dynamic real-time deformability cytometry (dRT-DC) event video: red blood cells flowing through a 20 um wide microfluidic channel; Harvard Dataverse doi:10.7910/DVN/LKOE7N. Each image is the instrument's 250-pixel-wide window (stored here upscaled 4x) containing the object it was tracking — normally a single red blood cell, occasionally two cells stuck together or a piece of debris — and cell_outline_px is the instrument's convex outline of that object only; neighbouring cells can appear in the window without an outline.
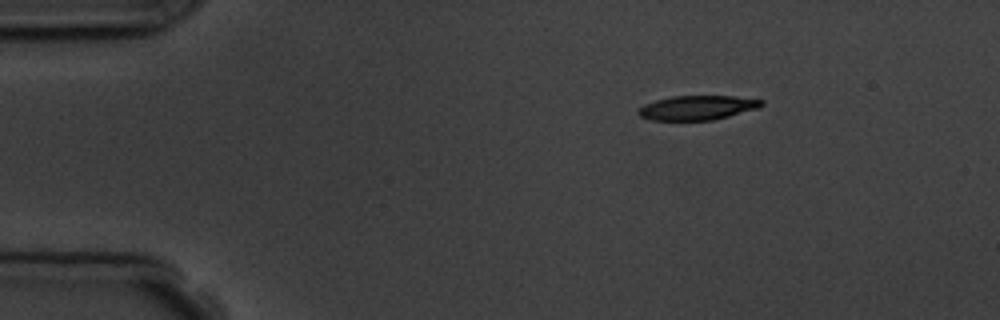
{"species": "common noctule bat (a hibernating species)", "species_latin": "Nyctalus noctula", "temperature_condition": "room temperature", "stored_images_in_passage": 3, "camera_frame_rate_fps": 3000, "um_per_image_px": 0.085, "animal": {"sex": "male", "body_mass_g": 19.5, "forearm_length_mm": 54.6}, "frame": {"image": 1, "passage_image": 1, "time_ms": 0.0, "image_size_px": [1000, 320], "cell_outline_px": [[764, 104], [760, 108], [712, 120], [652, 120], [640, 116], [636, 112], [644, 104], [656, 100], [672, 96], [732, 96], [764, 100]], "centroid_in_image_um": [59.29, 9.15], "position_along_channel_um": 25.7, "area_um2": 17.46}}